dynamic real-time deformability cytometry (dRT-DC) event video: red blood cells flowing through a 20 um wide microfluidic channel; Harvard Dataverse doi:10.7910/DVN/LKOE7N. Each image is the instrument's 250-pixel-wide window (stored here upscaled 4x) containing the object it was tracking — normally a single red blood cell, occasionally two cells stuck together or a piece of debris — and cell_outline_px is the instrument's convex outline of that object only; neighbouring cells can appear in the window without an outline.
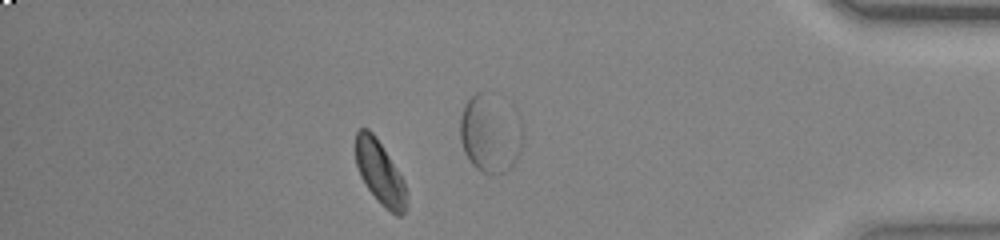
{"species": "common noctule bat (a hibernating species)", "species_latin": "Nyctalus noctula", "temperature_condition": "warm", "stored_images_in_passage": 50, "camera_frame_rate_fps": 3000, "um_per_image_px": 0.085, "animal": {"sex": "female", "body_mass_g": 23.0, "forearm_length_mm": 53.4}, "frame": {"image": 1, "passage_image": 43, "time_ms": 14.0, "image_size_px": [1000, 240], "cell_outline_px": [[408, 204], [404, 212], [400, 216], [396, 216], [380, 204], [368, 188], [360, 176], [356, 164], [356, 132], [360, 128], [368, 128], [376, 136], [404, 180], [408, 192]], "centroid_in_image_um": [32.33, 14.7], "position_along_channel_um": 402.9, "area_um2": 19.02}, "authors_computed_cell_mechanics": {"area_um2": 19.0162, "velocity_mm_per_s": 3.8124, "shape_relaxation_time_tau1_ms": 2.7107, "shape_relaxation_time_tau2_ms": 2.9459, "deformation_change_tau1": 0.1287, "deformation_change_tau2": 0.072}}